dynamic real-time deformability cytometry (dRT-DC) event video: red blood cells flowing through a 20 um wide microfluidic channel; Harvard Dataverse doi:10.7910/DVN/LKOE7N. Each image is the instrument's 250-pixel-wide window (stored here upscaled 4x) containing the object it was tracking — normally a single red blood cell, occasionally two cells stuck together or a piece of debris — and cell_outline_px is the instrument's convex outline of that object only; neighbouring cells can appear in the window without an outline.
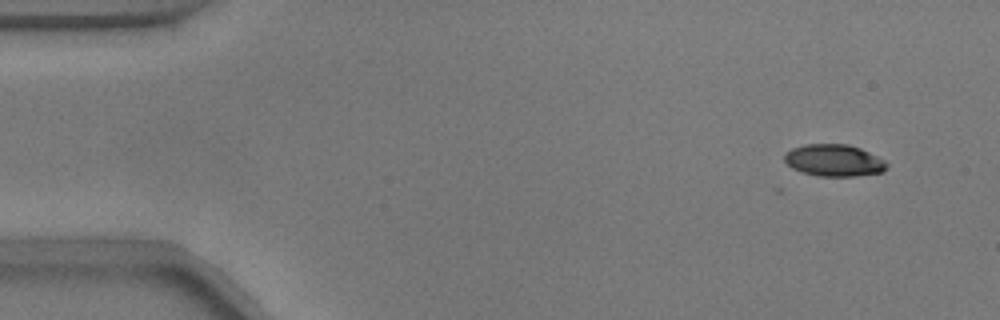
{"species": "common noctule bat (a hibernating species)", "species_latin": "Nyctalus noctula", "temperature_condition": "warm", "stored_images_in_passage": 10, "camera_frame_rate_fps": 3000, "um_per_image_px": 0.085, "animal": {"sex": "male", "body_mass_g": 17.9}, "frame": {"image": 1, "passage_image": 4, "time_ms": 1.0, "image_size_px": [1000, 320], "cell_outline_px": [[888, 168], [880, 172], [856, 176], [820, 176], [804, 172], [792, 168], [784, 160], [784, 156], [792, 148], [804, 144], [848, 144], [860, 148], [884, 160], [888, 164]], "centroid_in_image_um": [70.9, 13.63], "position_along_channel_um": 14.1, "area_um2": 18.84}}